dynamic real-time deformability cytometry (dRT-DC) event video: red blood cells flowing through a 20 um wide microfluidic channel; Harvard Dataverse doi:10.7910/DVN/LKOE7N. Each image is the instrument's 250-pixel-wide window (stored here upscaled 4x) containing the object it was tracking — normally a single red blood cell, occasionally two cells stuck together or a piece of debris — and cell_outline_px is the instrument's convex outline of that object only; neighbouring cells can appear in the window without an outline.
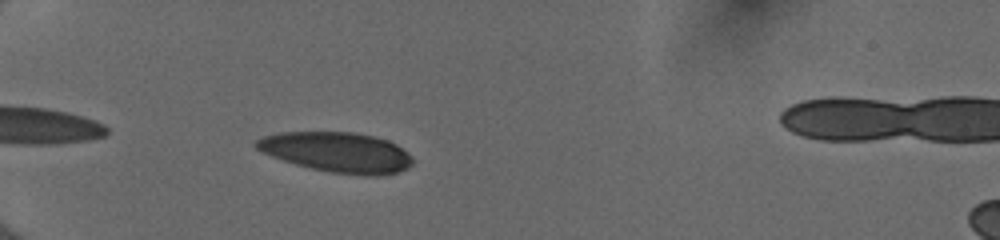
{"species": "human", "species_latin": "Homo sapiens", "temperature_condition": "cold", "stored_images_in_passage": 35, "camera_frame_rate_fps": 3000, "um_per_image_px": 0.085, "donor": {"sex": "female"}, "frame": {"image": 1, "passage_image": 3, "time_ms": 0.667, "image_size_px": [1000, 240], "cell_outline_px": [[412, 164], [408, 168], [384, 176], [364, 176], [332, 172], [312, 168], [296, 164], [272, 156], [256, 148], [252, 144], [256, 140], [264, 136], [280, 132], [352, 132], [376, 136], [388, 140], [396, 144], [408, 152], [412, 156]], "centroid_in_image_um": [28.69, 12.94], "position_along_channel_um": 56.3, "area_um2": 36.65}}
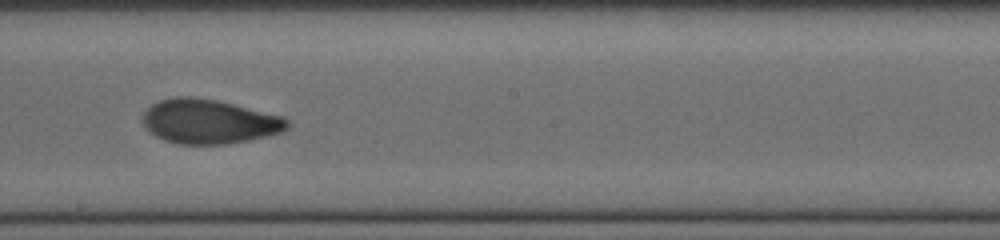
{"frame": {"image": 2, "passage_image": 18, "time_ms": 5.667, "image_size_px": [1000, 240], "cell_outline_px": [[288, 128], [280, 132], [268, 136], [228, 144], [176, 144], [164, 140], [148, 132], [144, 128], [140, 120], [144, 112], [152, 104], [160, 100], [176, 96], [192, 96], [216, 100], [284, 116], [288, 120]], "centroid_in_image_um": [17.73, 10.33], "position_along_channel_um": 230.5, "area_um2": 37.69}}
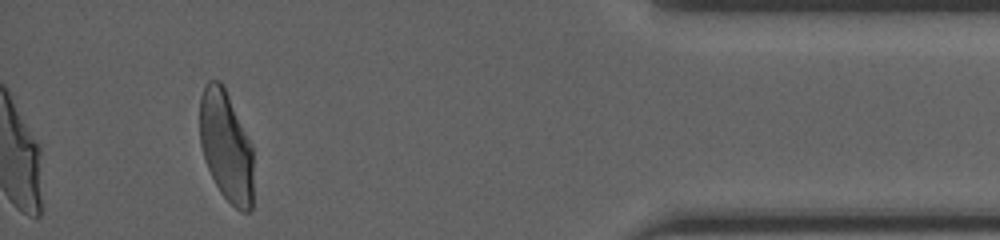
{"frame": {"image": 3, "passage_image": 35, "time_ms": 11.333, "image_size_px": [1000, 240], "cell_outline_px": [[252, 208], [248, 212], [240, 212], [220, 192], [208, 168], [200, 144], [200, 96], [204, 84], [208, 80], [220, 80], [224, 84], [252, 144]], "centroid_in_image_um": [19.22, 12.37], "position_along_channel_um": 416.0, "area_um2": 34.8}, "authors_computed_cell_mechanics": {"area_um2": 36.9342, "velocity_mm_per_s": 3.9984, "shape_relaxation_time_tau1_ms": 4.9718, "shape_relaxation_time_tau2_ms": 1.374, "deformation_change_tau1": 0.1856, "deformation_change_tau2": 0.0668}}